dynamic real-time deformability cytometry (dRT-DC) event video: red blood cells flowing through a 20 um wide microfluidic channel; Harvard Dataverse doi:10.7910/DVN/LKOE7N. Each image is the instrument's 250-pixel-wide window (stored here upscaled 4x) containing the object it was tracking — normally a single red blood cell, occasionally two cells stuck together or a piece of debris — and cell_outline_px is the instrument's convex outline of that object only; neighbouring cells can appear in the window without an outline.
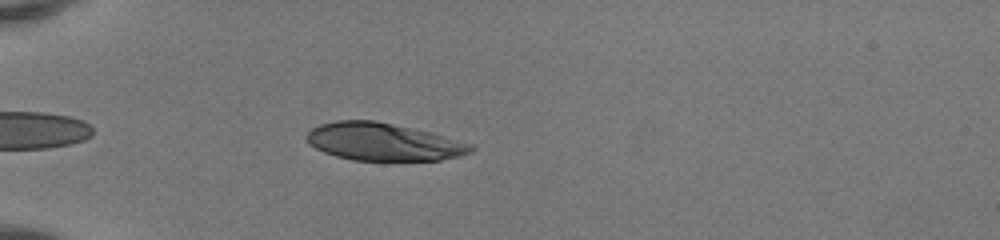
{"species": "human", "species_latin": "Homo sapiens", "temperature_condition": "room temperature", "stored_images_in_passage": 36, "camera_frame_rate_fps": 3000, "um_per_image_px": 0.085, "donor": {"sex": "female"}, "frame": {"image": 1, "passage_image": 5, "time_ms": 1.333, "image_size_px": [1000, 240], "cell_outline_px": [[476, 148], [472, 152], [460, 156], [440, 160], [352, 160], [336, 156], [324, 152], [308, 144], [304, 136], [312, 128], [320, 124], [336, 120], [376, 120], [432, 132], [472, 144]], "centroid_in_image_um": [32.58, 12.05], "position_along_channel_um": 52.4, "area_um2": 36.24}}
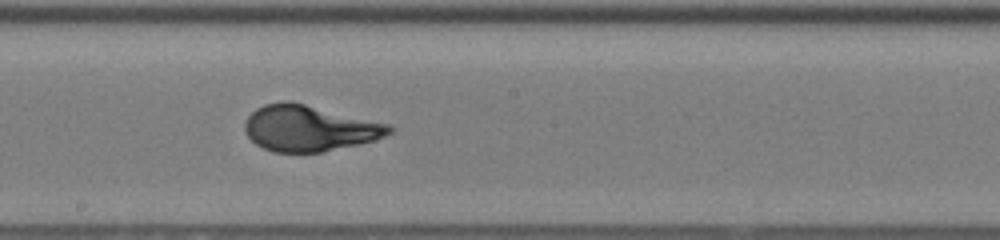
{"frame": {"image": 2, "passage_image": 19, "time_ms": 6.0, "image_size_px": [1000, 240], "cell_outline_px": [[396, 128], [392, 132], [376, 140], [320, 152], [272, 152], [256, 144], [244, 132], [244, 124], [248, 116], [256, 108], [264, 104], [284, 100], [288, 100], [392, 124]], "centroid_in_image_um": [26.3, 10.89], "position_along_channel_um": 221.9, "area_um2": 38.84}}
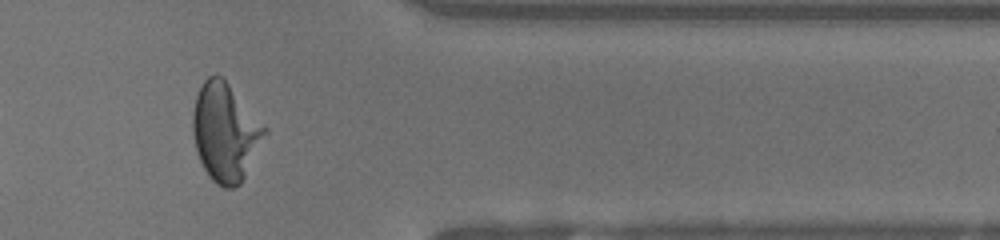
{"frame": {"image": 3, "passage_image": 32, "time_ms": 10.333, "image_size_px": [1000, 240], "cell_outline_px": [[268, 132], [240, 184], [232, 188], [224, 188], [216, 184], [212, 180], [204, 168], [200, 160], [196, 148], [192, 132], [192, 112], [196, 96], [204, 80], [208, 76], [224, 76], [268, 128]], "centroid_in_image_um": [19.16, 11.2], "position_along_channel_um": 392.2, "area_um2": 41.33}, "authors_computed_cell_mechanics": {"area_um2": 37.9168, "velocity_mm_per_s": 4.1598, "shape_relaxation_time_tau1_ms": 4.3544, "shape_relaxation_time_tau2_ms": null, "deformation_change_tau1": 0.2575, "deformation_change_tau2": null}}